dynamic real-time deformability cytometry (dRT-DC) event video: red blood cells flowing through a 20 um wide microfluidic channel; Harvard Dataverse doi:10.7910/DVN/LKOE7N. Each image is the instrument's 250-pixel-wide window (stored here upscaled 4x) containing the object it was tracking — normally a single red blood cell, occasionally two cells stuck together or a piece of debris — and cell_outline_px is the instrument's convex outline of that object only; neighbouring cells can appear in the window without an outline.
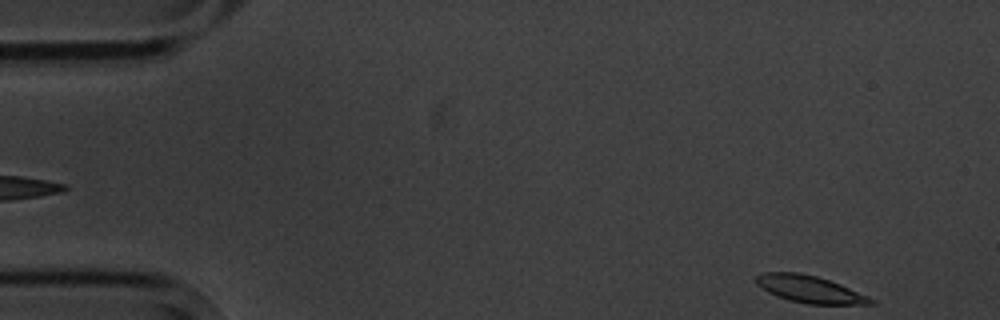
{"species": "common noctule bat (a hibernating species)", "species_latin": "Nyctalus noctula", "temperature_condition": "cold", "stored_images_in_passage": 5, "segment_of_instrument_passage": [2, 2], "camera_frame_rate_fps": 3000, "um_per_image_px": 0.085, "animal": {"sex": "male", "body_mass_g": 20.1, "forearm_length_mm": 53.5}, "frame": {"image": 1, "passage_image": 5, "time_ms": 4.667, "image_size_px": [1000, 320], "cell_outline_px": [[876, 304], [808, 304], [788, 300], [776, 296], [768, 292], [756, 284], [756, 276], [760, 272], [796, 272], [816, 276], [840, 284], [868, 296], [876, 300]], "centroid_in_image_um": [68.81, 24.58], "position_along_channel_um": 16.2, "area_um2": 18.09}}